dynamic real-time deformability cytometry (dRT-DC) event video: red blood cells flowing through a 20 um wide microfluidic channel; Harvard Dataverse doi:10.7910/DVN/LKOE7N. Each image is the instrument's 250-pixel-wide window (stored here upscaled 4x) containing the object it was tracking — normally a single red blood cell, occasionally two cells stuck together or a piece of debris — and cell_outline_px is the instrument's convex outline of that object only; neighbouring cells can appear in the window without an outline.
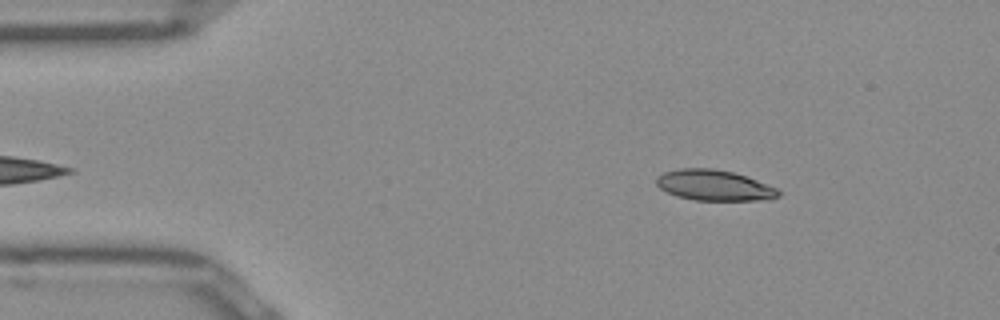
{"species": "Egyptian fruit bat (a non-hibernating species)", "species_latin": "Rousettus aegyptiacus", "temperature_condition": "room temperature", "stored_images_in_passage": 47, "camera_frame_rate_fps": 3000, "um_per_image_px": 0.085, "frame": {"image": 1, "passage_image": 4, "time_ms": 1.0, "image_size_px": [1000, 320], "cell_outline_px": [[784, 192], [780, 196], [772, 200], [696, 200], [676, 196], [660, 188], [656, 184], [656, 176], [664, 172], [680, 168], [712, 168], [732, 172], [756, 180], [776, 188]], "centroid_in_image_um": [60.73, 15.76], "position_along_channel_um": 24.3, "area_um2": 21.85}}
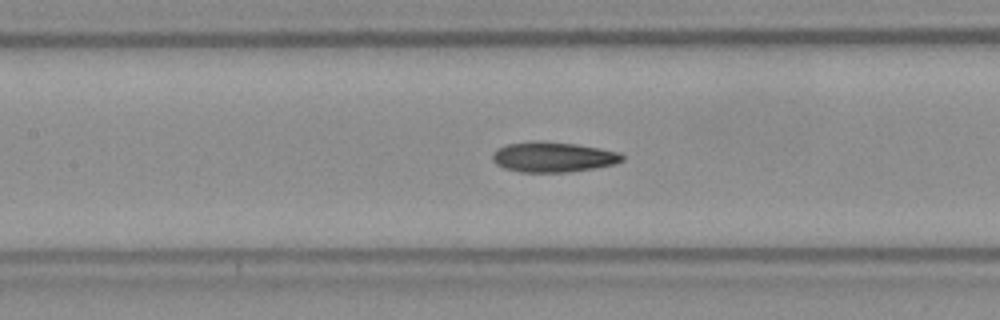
{"frame": {"image": 2, "passage_image": 19, "time_ms": 6.0, "image_size_px": [1000, 320], "cell_outline_px": [[624, 160], [612, 164], [592, 168], [568, 172], [520, 172], [504, 168], [496, 164], [492, 160], [492, 152], [496, 148], [508, 144], [532, 140], [540, 140], [576, 144], [600, 148], [620, 152], [624, 156]], "centroid_in_image_um": [46.97, 13.33], "position_along_channel_um": 160.4, "area_um2": 23.0}}
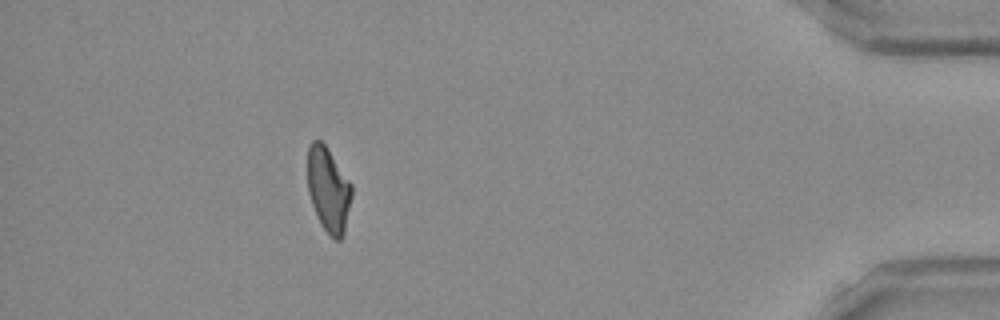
{"frame": {"image": 3, "passage_image": 42, "time_ms": 13.667, "image_size_px": [1000, 320], "cell_outline_px": [[352, 196], [344, 232], [340, 240], [336, 240], [320, 224], [312, 204], [308, 192], [308, 148], [312, 140], [320, 140], [328, 148], [352, 184]], "centroid_in_image_um": [27.92, 16.09], "position_along_channel_um": 407.3, "area_um2": 21.68}, "authors_computed_cell_mechanics": {"area_um2": 22.3686, "velocity_mm_per_s": 3.9672, "shape_relaxation_time_tau1_ms": null, "shape_relaxation_time_tau2_ms": 5.0173, "deformation_change_tau1": null, "deformation_change_tau2": 0.1292}}